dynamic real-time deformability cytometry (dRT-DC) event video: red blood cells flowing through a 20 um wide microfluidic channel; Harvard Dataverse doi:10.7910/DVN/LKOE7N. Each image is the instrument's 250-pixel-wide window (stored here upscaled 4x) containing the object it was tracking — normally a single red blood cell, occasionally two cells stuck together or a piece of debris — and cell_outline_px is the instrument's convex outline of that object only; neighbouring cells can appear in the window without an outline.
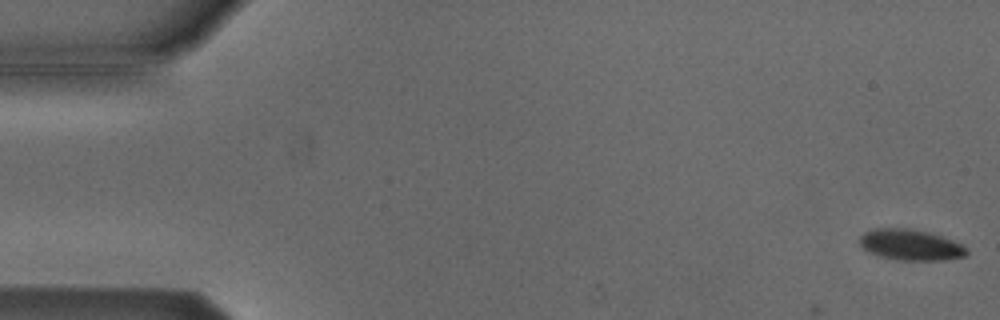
{"species": "Egyptian fruit bat (a non-hibernating species)", "species_latin": "Rousettus aegyptiacus", "temperature_condition": "cold", "stored_images_in_passage": 10, "camera_frame_rate_fps": 3000, "um_per_image_px": 0.085, "animal": {"sex": "male"}, "frame": {"image": 1, "passage_image": 1, "time_ms": 0.0, "image_size_px": [1000, 320], "cell_outline_px": [[968, 252], [964, 256], [944, 260], [900, 260], [880, 256], [868, 252], [860, 244], [860, 236], [864, 232], [872, 228], [908, 228], [928, 232], [964, 244]], "centroid_in_image_um": [77.39, 20.8], "position_along_channel_um": 7.6, "area_um2": 19.25}}